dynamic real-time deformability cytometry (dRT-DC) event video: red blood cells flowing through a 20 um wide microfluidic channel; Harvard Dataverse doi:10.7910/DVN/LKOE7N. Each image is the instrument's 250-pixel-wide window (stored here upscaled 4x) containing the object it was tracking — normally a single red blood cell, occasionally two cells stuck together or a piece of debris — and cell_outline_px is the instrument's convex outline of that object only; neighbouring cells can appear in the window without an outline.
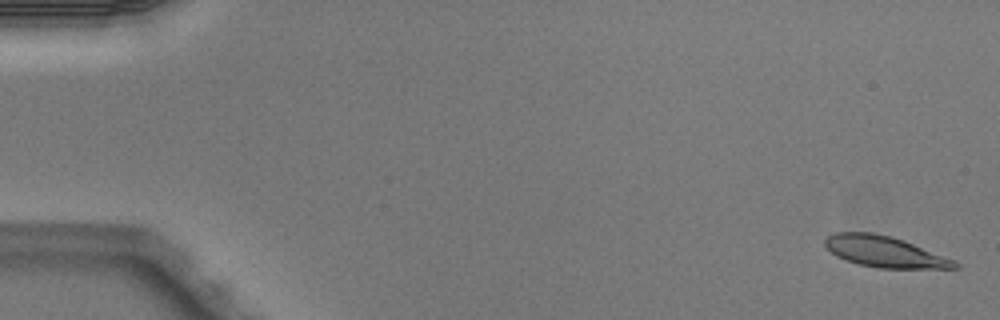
{"species": "Egyptian fruit bat (a non-hibernating species)", "species_latin": "Rousettus aegyptiacus", "temperature_condition": "warm", "stored_images_in_passage": 7, "camera_frame_rate_fps": 3000, "um_per_image_px": 0.085, "animal": {"sex": "male"}, "frame": {"image": 1, "passage_image": 1, "time_ms": 0.0, "image_size_px": [1000, 320], "cell_outline_px": [[960, 268], [880, 268], [860, 264], [836, 256], [824, 244], [824, 240], [828, 236], [836, 232], [872, 232], [892, 236], [904, 240], [956, 260], [960, 264]], "centroid_in_image_um": [75.24, 21.38], "position_along_channel_um": 9.8, "area_um2": 23.41}}
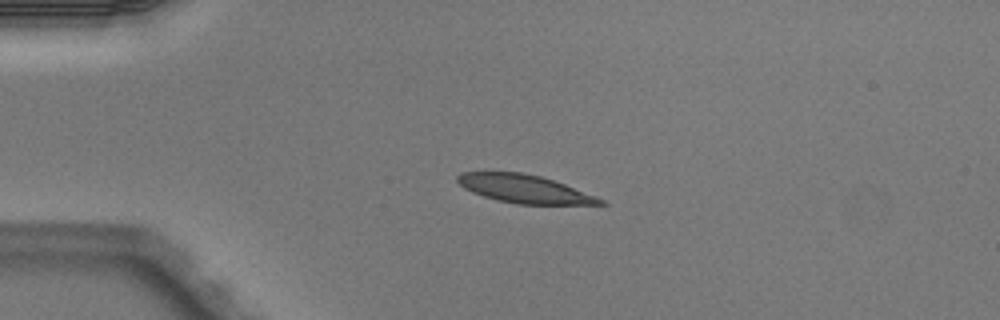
{"frame": {"image": 2, "passage_image": 4, "time_ms": 1.0, "image_size_px": [1000, 320], "cell_outline_px": [[608, 204], [520, 204], [496, 200], [472, 192], [464, 188], [456, 180], [456, 176], [460, 172], [524, 172], [540, 176], [564, 184], [596, 196], [604, 200]], "centroid_in_image_um": [44.54, 16.05], "position_along_channel_um": 40.5, "area_um2": 23.24}}
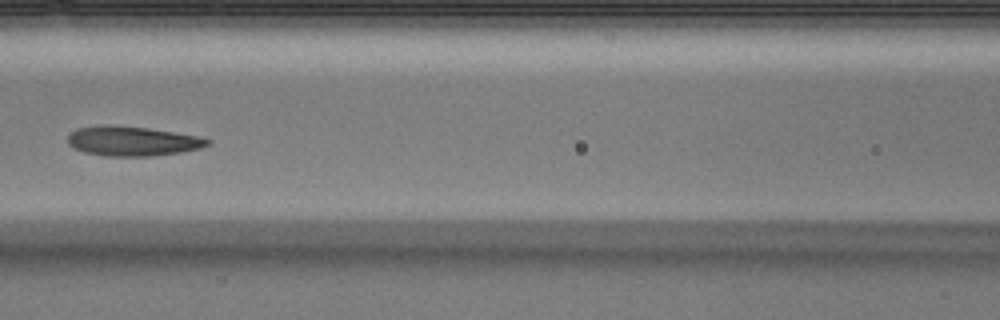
{"frame": {"image": 3, "passage_image": 7, "time_ms": 2.0, "image_size_px": [1000, 320], "cell_outline_px": [[212, 144], [200, 148], [180, 152], [148, 156], [104, 156], [84, 152], [68, 144], [68, 136], [76, 128], [100, 124], [112, 124], [148, 128], [196, 136], [212, 140]], "centroid_in_image_um": [11.23, 11.98], "position_along_channel_um": 155.4, "area_um2": 24.16}}